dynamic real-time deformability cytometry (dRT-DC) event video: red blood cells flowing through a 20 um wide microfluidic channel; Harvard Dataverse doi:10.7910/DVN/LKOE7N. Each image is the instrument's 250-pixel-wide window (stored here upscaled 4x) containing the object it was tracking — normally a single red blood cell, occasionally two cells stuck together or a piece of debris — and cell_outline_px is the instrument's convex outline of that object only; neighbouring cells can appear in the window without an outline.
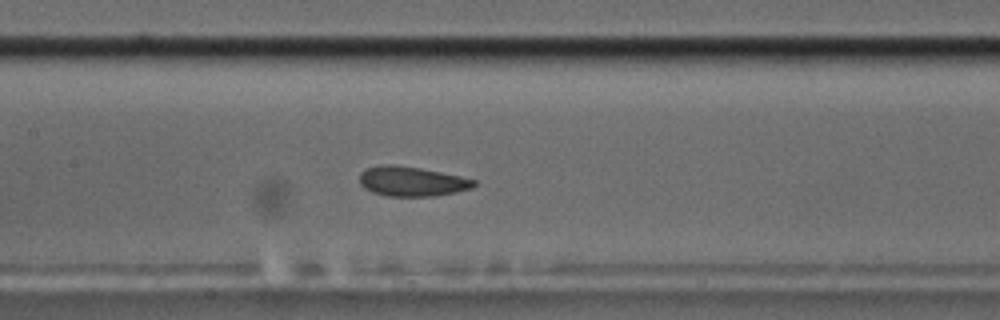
{"species": "common noctule bat (a hibernating species)", "species_latin": "Nyctalus noctula", "temperature_condition": "cold", "stored_images_in_passage": 48, "camera_frame_rate_fps": 3000, "um_per_image_px": 0.085, "animal": {"sex": "male", "body_mass_g": 17.5, "forearm_length_mm": 52.3}, "frame": {"image": 1, "passage_image": 19, "time_ms": 6.0, "image_size_px": [1000, 320], "cell_outline_px": [[476, 184], [472, 188], [456, 192], [432, 196], [388, 196], [372, 192], [364, 188], [360, 184], [360, 172], [368, 168], [380, 164], [396, 164], [420, 168], [460, 176], [476, 180]], "centroid_in_image_um": [34.98, 15.41], "position_along_channel_um": 172.4, "area_um2": 19.83}}
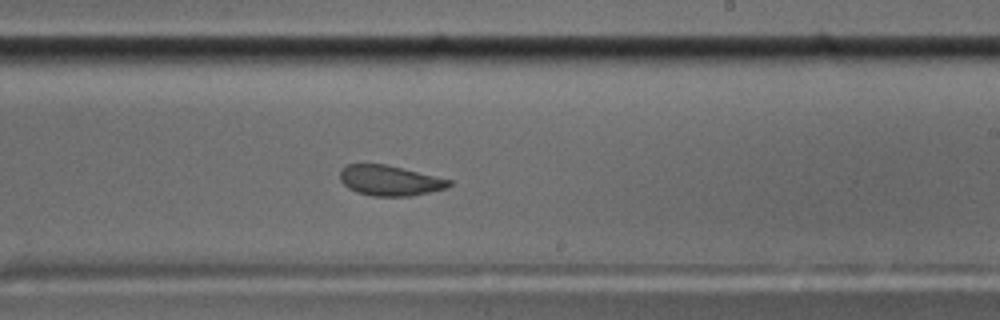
{"frame": {"image": 2, "passage_image": 26, "time_ms": 8.333, "image_size_px": [1000, 320], "cell_outline_px": [[452, 184], [448, 188], [412, 196], [372, 196], [356, 192], [348, 188], [340, 180], [340, 168], [348, 164], [384, 164], [452, 180]], "centroid_in_image_um": [33.12, 15.35], "position_along_channel_um": 255.9, "area_um2": 19.25}}
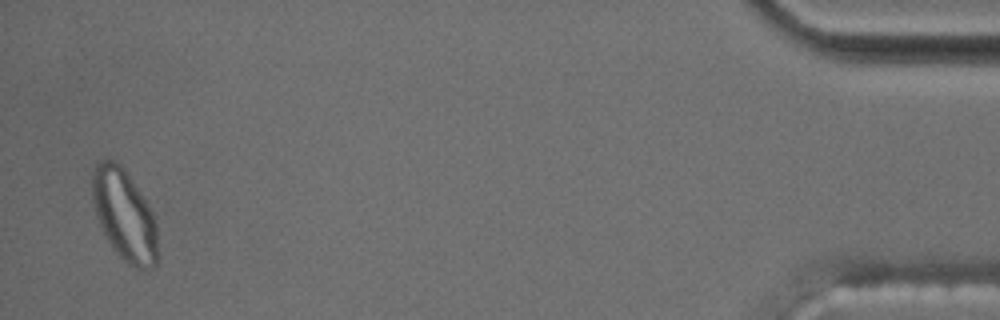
{"frame": {"image": 3, "passage_image": 47, "time_ms": 15.333, "image_size_px": [1000, 320], "cell_outline_px": [[156, 268], [140, 268], [128, 264], [112, 248], [104, 236], [96, 216], [92, 200], [92, 168], [100, 160], [116, 160], [124, 168], [148, 204], [152, 212], [156, 224]], "centroid_in_image_um": [10.53, 18.25], "position_along_channel_um": 424.7, "area_um2": 34.68}, "authors_computed_cell_mechanics": {"area_um2": 20.3745, "velocity_mm_per_s": 3.596, "shape_relaxation_time_tau1_ms": null, "shape_relaxation_time_tau2_ms": 2.0198, "deformation_change_tau1": null, "deformation_change_tau2": 0.0723}}